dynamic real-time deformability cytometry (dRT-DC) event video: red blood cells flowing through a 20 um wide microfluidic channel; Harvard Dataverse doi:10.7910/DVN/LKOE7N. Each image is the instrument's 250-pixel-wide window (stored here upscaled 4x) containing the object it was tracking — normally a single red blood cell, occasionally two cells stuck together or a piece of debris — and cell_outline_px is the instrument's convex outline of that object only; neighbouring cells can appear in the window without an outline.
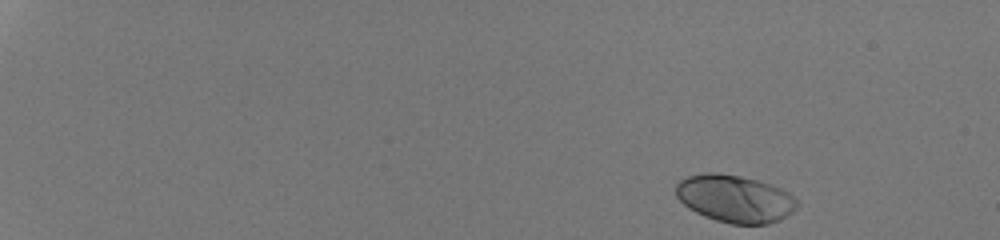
{"species": "human", "species_latin": "Homo sapiens", "temperature_condition": "room temperature", "stored_images_in_passage": 45, "camera_frame_rate_fps": 3000, "um_per_image_px": 0.085, "donor": {"sex": "male"}, "frame": {"image": 1, "passage_image": 1, "time_ms": 0.0, "image_size_px": [1000, 240], "cell_outline_px": [[796, 208], [792, 212], [780, 220], [768, 224], [732, 224], [716, 220], [704, 216], [688, 208], [676, 196], [676, 184], [680, 180], [688, 176], [708, 172], [716, 172], [740, 176], [772, 184], [788, 192], [796, 200]], "centroid_in_image_um": [62.45, 16.89], "position_along_channel_um": 22.5, "area_um2": 33.41}}
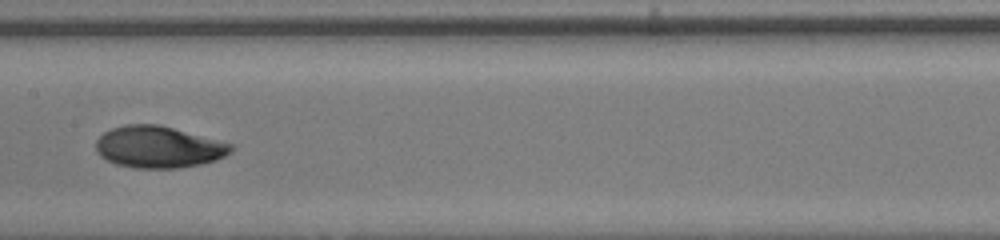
{"frame": {"image": 2, "passage_image": 26, "time_ms": 8.333, "image_size_px": [1000, 240], "cell_outline_px": [[232, 152], [216, 160], [200, 164], [180, 168], [136, 168], [116, 164], [100, 156], [96, 152], [96, 140], [104, 132], [112, 128], [124, 124], [160, 124], [232, 144]], "centroid_in_image_um": [13.45, 12.49], "position_along_channel_um": 193.9, "area_um2": 32.83}}
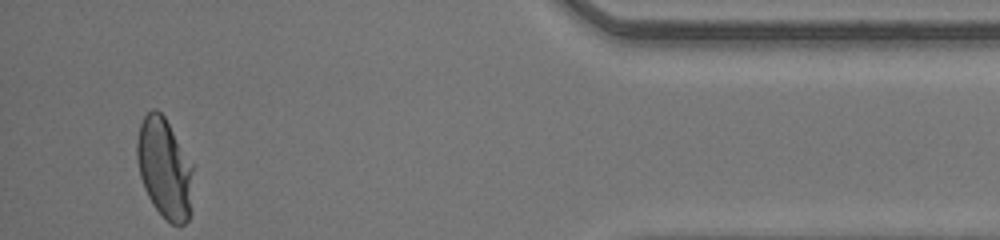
{"frame": {"image": 3, "passage_image": 45, "time_ms": 14.667, "image_size_px": [1000, 240], "cell_outline_px": [[192, 168], [188, 220], [184, 224], [172, 224], [152, 204], [144, 188], [140, 176], [136, 156], [136, 144], [140, 124], [144, 116], [152, 108], [156, 108], [164, 116], [192, 164]], "centroid_in_image_um": [13.94, 14.25], "position_along_channel_um": 421.3, "area_um2": 32.02}, "authors_computed_cell_mechanics": {"area_um2": 32.4258, "velocity_mm_per_s": 4.2485, "shape_relaxation_time_tau1_ms": 3.1648, "shape_relaxation_time_tau2_ms": 0.8798, "deformation_change_tau1": 0.165, "deformation_change_tau2": 0.0371}}